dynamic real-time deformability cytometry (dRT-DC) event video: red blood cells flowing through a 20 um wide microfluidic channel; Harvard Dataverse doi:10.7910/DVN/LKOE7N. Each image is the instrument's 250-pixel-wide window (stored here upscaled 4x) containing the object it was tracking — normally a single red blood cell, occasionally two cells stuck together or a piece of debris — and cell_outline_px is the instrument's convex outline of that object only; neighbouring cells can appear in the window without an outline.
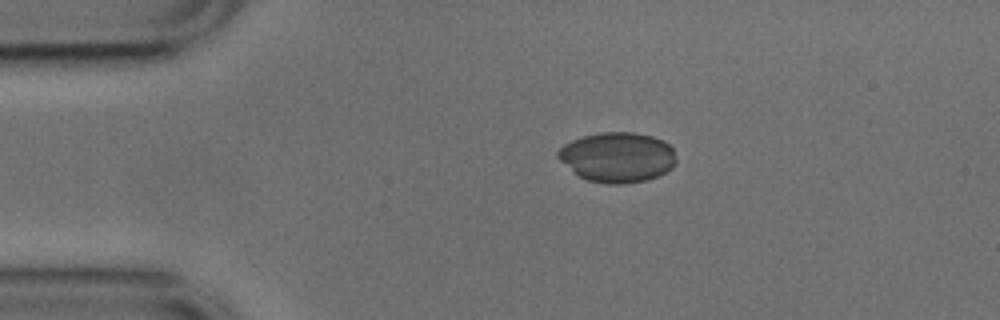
{"species": "common noctule bat (a hibernating species)", "species_latin": "Nyctalus noctula", "temperature_condition": "cold", "stored_images_in_passage": 36, "camera_frame_rate_fps": 3000, "um_per_image_px": 0.085, "animal": {"sex": "male", "body_mass_g": 17.9, "forearm_length_mm": 54.2}, "frame": {"image": 1, "passage_image": 1, "time_ms": 0.0, "image_size_px": [1000, 320], "cell_outline_px": [[676, 164], [672, 168], [648, 180], [624, 184], [608, 184], [588, 180], [580, 176], [560, 160], [556, 156], [556, 152], [564, 144], [572, 140], [584, 136], [600, 132], [632, 132], [652, 136], [664, 140], [672, 148], [676, 156]], "centroid_in_image_um": [52.5, 13.36], "position_along_channel_um": 32.5, "area_um2": 34.45}}
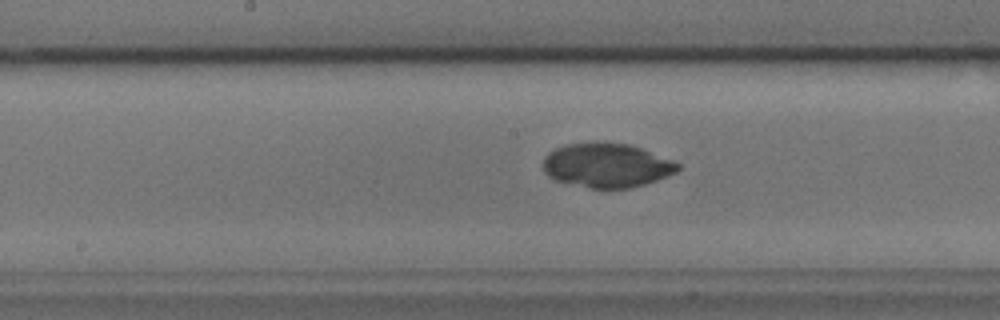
{"frame": {"image": 2, "passage_image": 17, "time_ms": 5.333, "image_size_px": [1000, 320], "cell_outline_px": [[680, 168], [676, 172], [668, 176], [644, 184], [628, 188], [588, 188], [556, 180], [548, 176], [544, 172], [544, 156], [548, 152], [564, 144], [596, 140], [628, 144], [676, 160], [680, 164]], "centroid_in_image_um": [51.57, 14.02], "position_along_channel_um": 196.6, "area_um2": 35.26}}
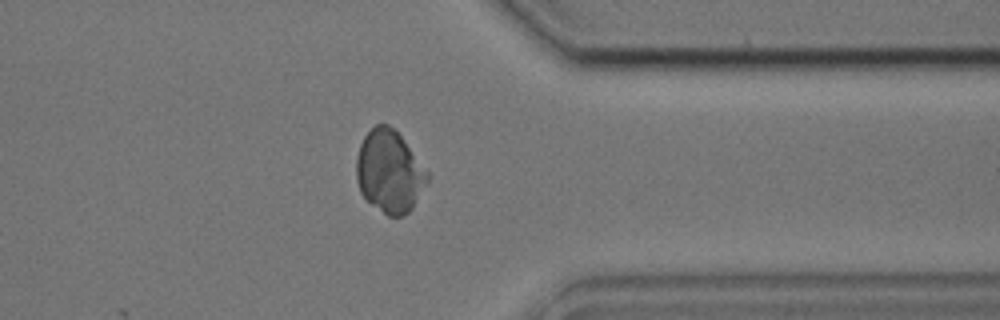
{"frame": {"image": 3, "passage_image": 32, "time_ms": 10.333, "image_size_px": [1000, 320], "cell_outline_px": [[428, 180], [412, 208], [404, 216], [388, 216], [372, 204], [360, 192], [356, 180], [356, 156], [360, 144], [364, 136], [376, 124], [388, 124], [404, 140], [428, 172]], "centroid_in_image_um": [33.08, 14.58], "position_along_channel_um": 378.3, "area_um2": 33.76}}